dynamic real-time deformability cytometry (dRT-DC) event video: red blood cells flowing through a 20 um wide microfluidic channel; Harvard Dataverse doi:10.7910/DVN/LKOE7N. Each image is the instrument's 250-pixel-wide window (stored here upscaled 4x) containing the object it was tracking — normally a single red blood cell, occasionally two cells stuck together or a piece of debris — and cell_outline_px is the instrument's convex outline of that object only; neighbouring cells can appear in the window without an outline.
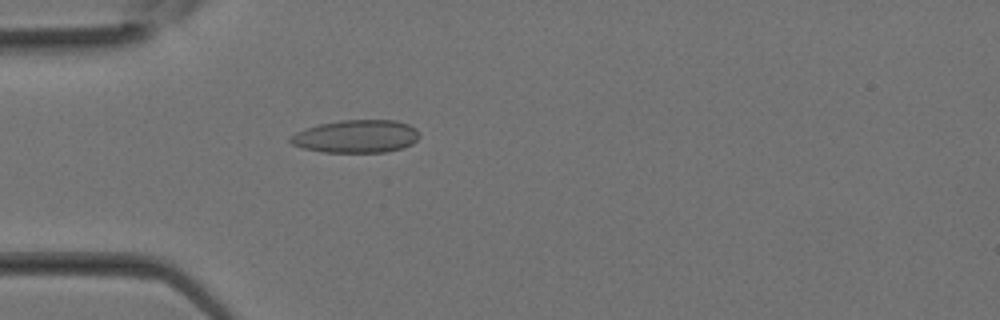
{"species": "Egyptian fruit bat (a non-hibernating species)", "species_latin": "Rousettus aegyptiacus", "temperature_condition": "room temperature", "stored_images_in_passage": 21, "camera_frame_rate_fps": 3000, "um_per_image_px": 0.085, "animal": {"sex": "female"}, "frame": {"image": 1, "passage_image": 1, "time_ms": 0.0, "image_size_px": [1000, 320], "cell_outline_px": [[420, 136], [412, 144], [404, 148], [384, 152], [324, 152], [304, 148], [292, 144], [288, 140], [288, 136], [296, 132], [320, 124], [340, 120], [396, 120], [408, 124], [416, 128]], "centroid_in_image_um": [30.29, 11.59], "position_along_channel_um": 54.7, "area_um2": 24.74}}
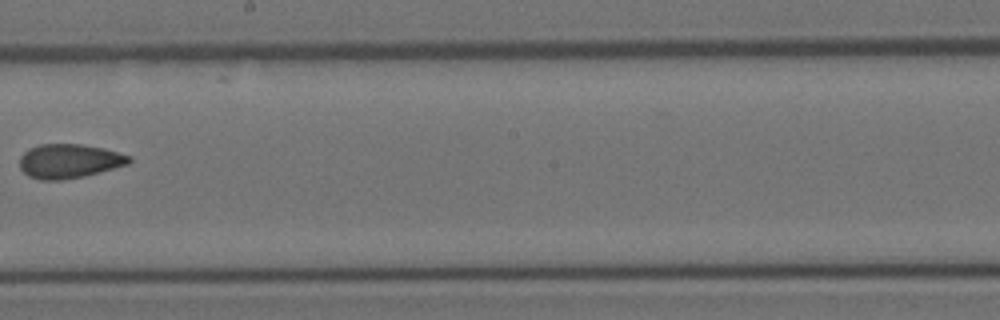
{"frame": {"image": 2, "passage_image": 10, "time_ms": 3.0, "image_size_px": [1000, 320], "cell_outline_px": [[132, 160], [128, 164], [84, 176], [64, 180], [40, 180], [28, 176], [20, 168], [20, 156], [28, 148], [40, 144], [80, 144], [104, 148], [132, 156]], "centroid_in_image_um": [5.87, 13.69], "position_along_channel_um": 242.3, "area_um2": 21.91}}
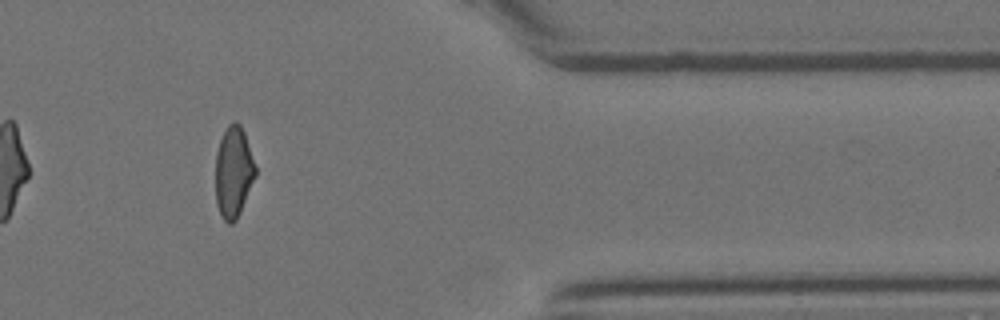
{"frame": {"image": 3, "passage_image": 18, "time_ms": 5.667, "image_size_px": [1000, 320], "cell_outline_px": [[256, 176], [240, 212], [236, 220], [232, 224], [228, 224], [220, 216], [216, 204], [216, 152], [220, 140], [228, 124], [232, 120], [236, 120], [240, 124], [244, 132], [256, 168]], "centroid_in_image_um": [19.84, 14.63], "position_along_channel_um": 391.6, "area_um2": 21.27}}